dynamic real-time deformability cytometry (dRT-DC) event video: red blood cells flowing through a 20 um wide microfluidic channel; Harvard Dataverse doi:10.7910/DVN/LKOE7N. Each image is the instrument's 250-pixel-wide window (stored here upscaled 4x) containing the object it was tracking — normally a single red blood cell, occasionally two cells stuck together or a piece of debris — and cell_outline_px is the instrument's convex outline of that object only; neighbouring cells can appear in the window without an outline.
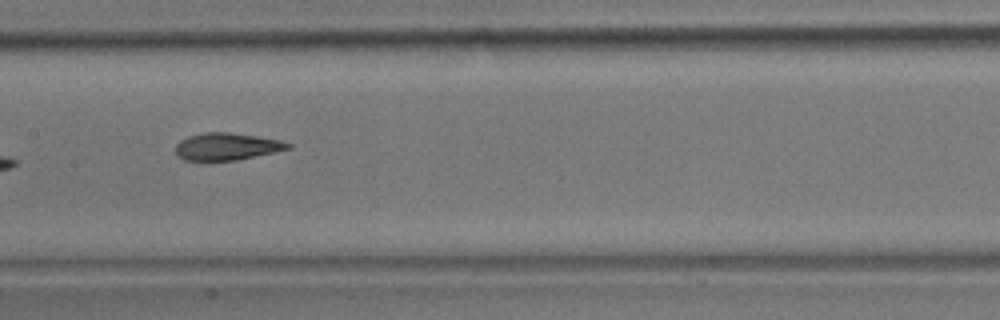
{"species": "common noctule bat (a hibernating species)", "species_latin": "Nyctalus noctula", "temperature_condition": "room temperature", "stored_images_in_passage": 6, "camera_frame_rate_fps": 3000, "um_per_image_px": 0.085, "animal": {"sex": "male", "body_mass_g": 17.9}, "frame": {"image": 1, "passage_image": 6, "time_ms": 6.333, "image_size_px": [1000, 320], "cell_outline_px": [[292, 148], [236, 160], [184, 160], [176, 152], [176, 144], [180, 140], [188, 136], [204, 132], [228, 132], [256, 136], [280, 140], [292, 144]], "centroid_in_image_um": [19.28, 12.44], "position_along_channel_um": 188.1, "area_um2": 17.63}}